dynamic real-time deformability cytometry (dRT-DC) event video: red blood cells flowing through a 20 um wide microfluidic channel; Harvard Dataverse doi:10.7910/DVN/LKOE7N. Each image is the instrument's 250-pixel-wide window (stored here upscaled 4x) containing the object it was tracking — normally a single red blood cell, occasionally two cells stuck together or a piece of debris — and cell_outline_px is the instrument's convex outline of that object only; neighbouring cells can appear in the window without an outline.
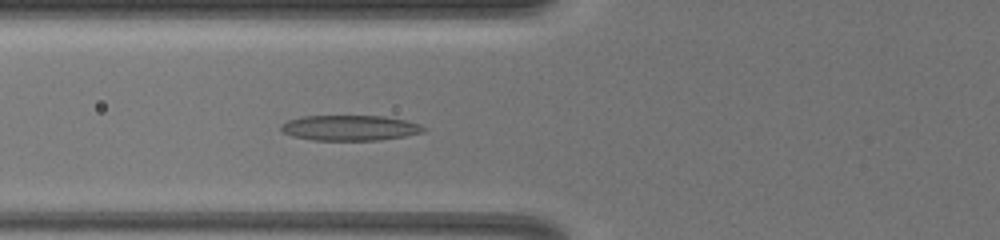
{"species": "common noctule bat (a hibernating species)", "species_latin": "Nyctalus noctula", "temperature_condition": "warm", "stored_images_in_passage": 28, "camera_frame_rate_fps": 3000, "um_per_image_px": 0.085, "animal": {"sex": "female", "body_mass_g": 19.5, "forearm_length_mm": 54.1}, "frame": {"image": 1, "passage_image": 9, "time_ms": 3.0, "image_size_px": [1000, 240], "cell_outline_px": [[428, 128], [424, 132], [404, 136], [376, 140], [312, 140], [292, 136], [280, 132], [280, 124], [288, 120], [300, 116], [380, 116], [404, 120], [420, 124]], "centroid_in_image_um": [29.69, 10.87], "position_along_channel_um": 96.1, "area_um2": 21.15}}
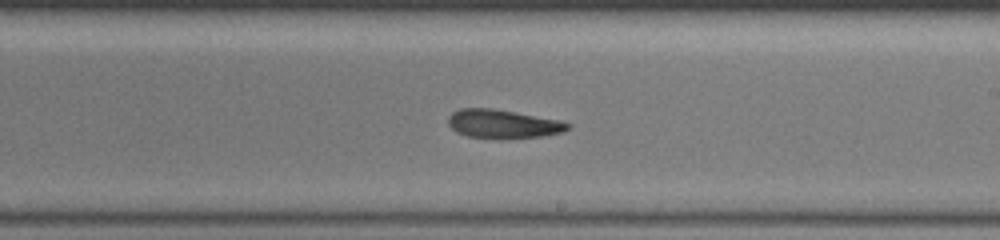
{"frame": {"image": 2, "passage_image": 18, "time_ms": 6.667, "image_size_px": [1000, 240], "cell_outline_px": [[572, 124], [564, 132], [544, 136], [468, 136], [456, 132], [448, 124], [448, 116], [452, 112], [460, 108], [492, 108], [560, 120]], "centroid_in_image_um": [42.74, 10.49], "position_along_channel_um": 246.3, "area_um2": 19.25}}
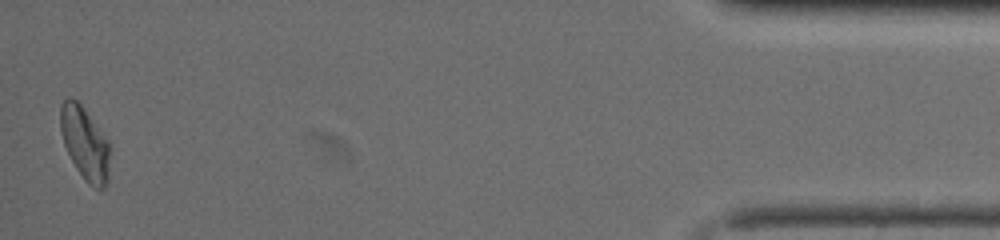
{"frame": {"image": 3, "passage_image": 28, "time_ms": 13.0, "image_size_px": [1000, 240], "cell_outline_px": [[108, 180], [104, 188], [92, 188], [84, 180], [76, 168], [64, 144], [60, 132], [60, 104], [68, 96], [76, 100], [80, 104], [108, 140]], "centroid_in_image_um": [7.18, 12.18], "position_along_channel_um": 428.0, "area_um2": 20.75}, "authors_computed_cell_mechanics": {"area_um2": 20.5768, "velocity_mm_per_s": 4.0879, "shape_relaxation_time_tau1_ms": 3.8759, "shape_relaxation_time_tau2_ms": 4.9871, "deformation_change_tau1": 0.1332, "deformation_change_tau2": 0.1484}}